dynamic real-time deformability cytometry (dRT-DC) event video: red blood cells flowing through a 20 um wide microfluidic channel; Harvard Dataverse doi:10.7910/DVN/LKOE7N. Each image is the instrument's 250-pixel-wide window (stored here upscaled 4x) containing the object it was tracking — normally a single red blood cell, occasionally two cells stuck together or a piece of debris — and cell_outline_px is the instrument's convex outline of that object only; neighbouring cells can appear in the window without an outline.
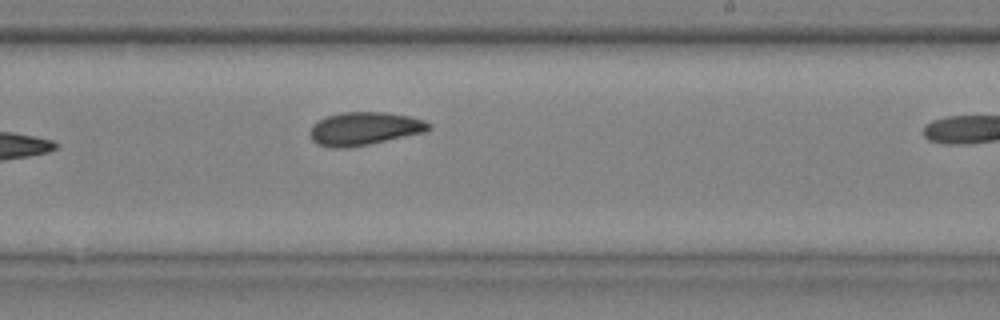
{"species": "common noctule bat (a hibernating species)", "species_latin": "Nyctalus noctula", "temperature_condition": "cold", "stored_images_in_passage": 7, "segment_of_instrument_passage": [1, 2], "camera_frame_rate_fps": 3000, "um_per_image_px": 0.085, "animal": {"sex": "male", "body_mass_g": 20.4}, "frame": {"image": 1, "passage_image": 6, "time_ms": 1.667, "image_size_px": [1000, 320], "cell_outline_px": [[432, 128], [428, 132], [348, 148], [328, 148], [316, 144], [312, 140], [312, 124], [328, 116], [344, 112], [384, 112], [408, 116], [424, 120], [432, 124]], "centroid_in_image_um": [31.02, 10.94], "position_along_channel_um": 258.0, "area_um2": 22.95}}